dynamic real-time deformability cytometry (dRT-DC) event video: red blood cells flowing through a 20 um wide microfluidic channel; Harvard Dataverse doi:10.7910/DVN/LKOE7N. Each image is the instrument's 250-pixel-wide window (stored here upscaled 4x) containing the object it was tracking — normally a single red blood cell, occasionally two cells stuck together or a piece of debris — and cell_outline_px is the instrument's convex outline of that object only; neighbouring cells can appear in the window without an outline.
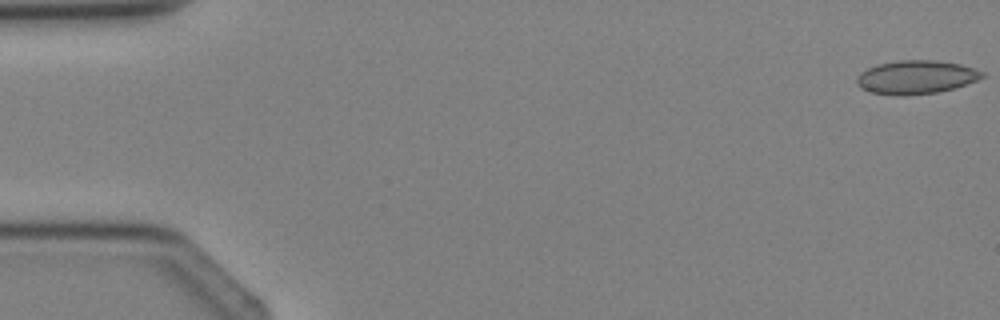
{"species": "Egyptian fruit bat (a non-hibernating species)", "species_latin": "Rousettus aegyptiacus", "temperature_condition": "cold", "stored_images_in_passage": 2, "camera_frame_rate_fps": 3000, "um_per_image_px": 0.085, "animal": {"sex": "female"}, "frame": {"image": 1, "passage_image": 2, "time_ms": 1.0, "image_size_px": [1000, 320], "cell_outline_px": [[984, 76], [976, 80], [956, 88], [936, 92], [904, 96], [896, 96], [872, 92], [860, 88], [856, 84], [856, 76], [860, 72], [868, 68], [880, 64], [900, 60], [936, 60], [960, 64], [984, 72]], "centroid_in_image_um": [77.84, 6.57], "position_along_channel_um": 7.2, "area_um2": 24.51}}